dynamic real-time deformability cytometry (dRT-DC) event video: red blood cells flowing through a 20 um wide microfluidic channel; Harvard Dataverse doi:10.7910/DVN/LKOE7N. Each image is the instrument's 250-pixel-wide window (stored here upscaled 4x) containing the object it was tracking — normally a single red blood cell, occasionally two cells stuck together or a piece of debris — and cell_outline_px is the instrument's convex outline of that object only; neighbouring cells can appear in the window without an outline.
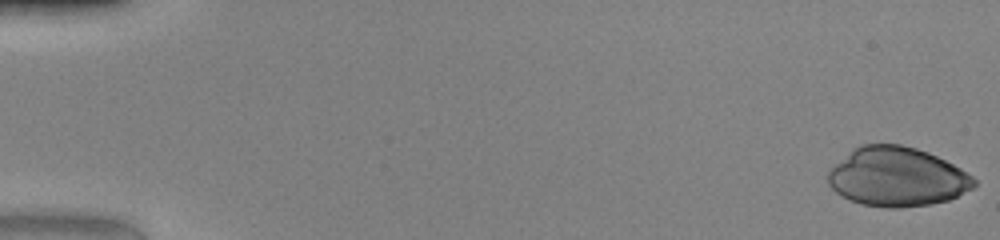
{"species": "human", "species_latin": "Homo sapiens", "temperature_condition": "warm", "stored_images_in_passage": 49, "camera_frame_rate_fps": 3000, "um_per_image_px": 0.085, "donor": {"sex": "female"}, "frame": {"image": 1, "passage_image": 1, "time_ms": 0.0, "image_size_px": [1000, 240], "cell_outline_px": [[976, 184], [972, 188], [948, 200], [928, 204], [900, 208], [884, 208], [860, 204], [836, 192], [828, 184], [828, 172], [852, 148], [860, 144], [900, 144], [916, 148], [928, 152], [960, 168], [972, 176], [976, 180]], "centroid_in_image_um": [76.23, 15.03], "position_along_channel_um": 8.8, "area_um2": 50.11}}
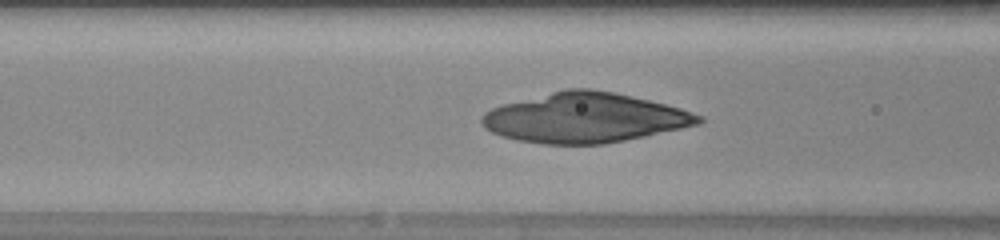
{"frame": {"image": 2, "passage_image": 21, "time_ms": 6.667, "image_size_px": [1000, 240], "cell_outline_px": [[704, 120], [700, 124], [644, 136], [604, 144], [544, 144], [516, 140], [500, 136], [484, 128], [480, 120], [484, 112], [500, 104], [568, 88], [592, 88], [632, 96], [680, 108], [704, 116]], "centroid_in_image_um": [49.67, 10.01], "position_along_channel_um": 116.9, "area_um2": 62.89}}
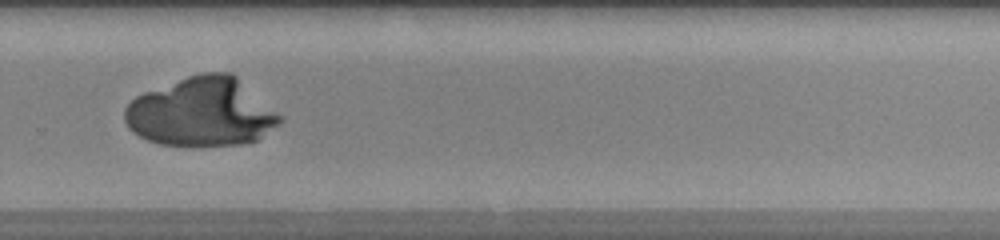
{"frame": {"image": 3, "passage_image": 35, "time_ms": 11.333, "image_size_px": [1000, 240], "cell_outline_px": [[284, 120], [280, 124], [256, 140], [240, 144], [160, 144], [148, 140], [132, 132], [128, 128], [124, 120], [124, 108], [136, 96], [144, 92], [188, 76], [204, 72], [232, 72], [280, 116]], "centroid_in_image_um": [17.1, 9.51], "position_along_channel_um": 312.7, "area_um2": 61.33}}